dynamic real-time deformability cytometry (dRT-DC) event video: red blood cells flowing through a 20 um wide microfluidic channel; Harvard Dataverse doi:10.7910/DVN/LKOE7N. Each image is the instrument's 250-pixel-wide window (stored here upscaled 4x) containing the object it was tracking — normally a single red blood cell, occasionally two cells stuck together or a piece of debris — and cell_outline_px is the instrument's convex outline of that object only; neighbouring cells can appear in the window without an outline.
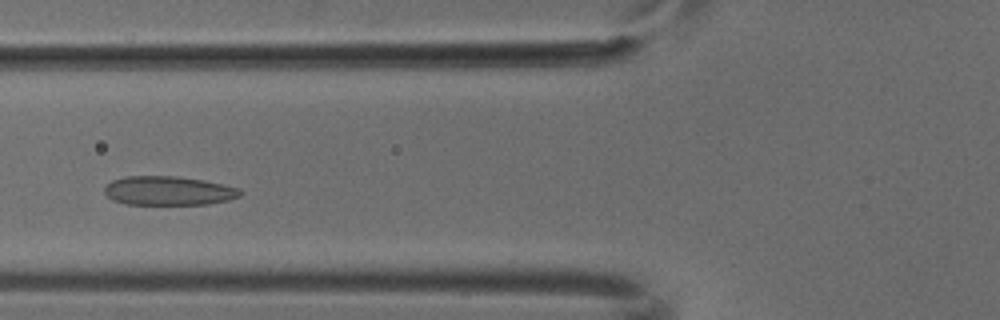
{"species": "common noctule bat (a hibernating species)", "species_latin": "Nyctalus noctula", "temperature_condition": "cold", "stored_images_in_passage": 5, "camera_frame_rate_fps": 3000, "um_per_image_px": 0.085, "animal": {"sex": "male", "body_mass_g": 18.8}, "frame": {"image": 1, "passage_image": 5, "time_ms": 1.333, "image_size_px": [1000, 320], "cell_outline_px": [[244, 192], [240, 196], [228, 200], [208, 204], [124, 204], [112, 200], [104, 192], [104, 188], [112, 180], [124, 176], [176, 176], [204, 180], [240, 188]], "centroid_in_image_um": [14.33, 16.21], "position_along_channel_um": 111.5, "area_um2": 23.06}}